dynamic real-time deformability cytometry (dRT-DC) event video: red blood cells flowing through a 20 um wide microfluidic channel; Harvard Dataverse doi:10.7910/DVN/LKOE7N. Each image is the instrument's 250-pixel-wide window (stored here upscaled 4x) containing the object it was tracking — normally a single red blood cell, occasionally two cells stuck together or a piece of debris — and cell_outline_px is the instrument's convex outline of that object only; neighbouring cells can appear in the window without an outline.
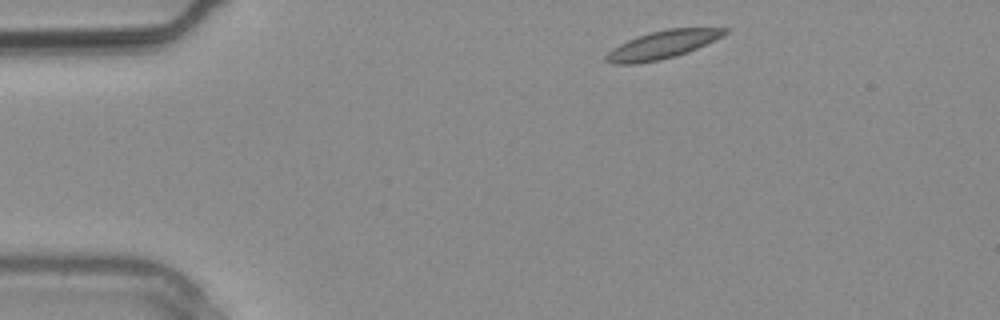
{"species": "common noctule bat (a hibernating species)", "species_latin": "Nyctalus noctula", "temperature_condition": "warm", "stored_images_in_passage": 2, "camera_frame_rate_fps": 3000, "um_per_image_px": 0.085, "animal": {"sex": "male", "body_mass_g": 20.4}, "frame": {"image": 1, "passage_image": 1, "time_ms": 0.0, "image_size_px": [1000, 320], "cell_outline_px": [[732, 28], [728, 32], [688, 52], [676, 56], [660, 60], [636, 64], [612, 64], [604, 60], [604, 56], [612, 48], [628, 40], [652, 32], [668, 28]], "centroid_in_image_um": [56.26, 3.82], "position_along_channel_um": 28.7, "area_um2": 19.07}}